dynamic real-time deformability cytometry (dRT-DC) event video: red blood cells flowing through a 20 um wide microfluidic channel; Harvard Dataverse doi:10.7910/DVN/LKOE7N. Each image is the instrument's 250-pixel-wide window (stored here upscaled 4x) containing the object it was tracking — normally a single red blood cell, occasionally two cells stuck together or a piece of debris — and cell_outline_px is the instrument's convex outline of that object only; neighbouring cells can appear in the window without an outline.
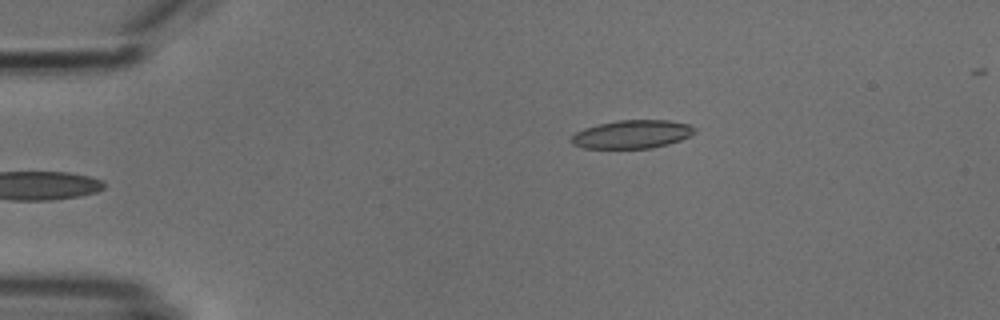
{"species": "common noctule bat (a hibernating species)", "species_latin": "Nyctalus noctula", "temperature_condition": "cold", "stored_images_in_passage": 5, "camera_frame_rate_fps": 3000, "um_per_image_px": 0.085, "animal": {"sex": "male", "body_mass_g": 18.8}, "frame": {"image": 1, "passage_image": 5, "time_ms": 5.333, "image_size_px": [1000, 320], "cell_outline_px": [[696, 132], [680, 140], [668, 144], [652, 148], [584, 148], [572, 144], [568, 140], [576, 132], [584, 128], [616, 120], [668, 120], [692, 124], [696, 128]], "centroid_in_image_um": [53.74, 11.41], "position_along_channel_um": 31.3, "area_um2": 20.46}}